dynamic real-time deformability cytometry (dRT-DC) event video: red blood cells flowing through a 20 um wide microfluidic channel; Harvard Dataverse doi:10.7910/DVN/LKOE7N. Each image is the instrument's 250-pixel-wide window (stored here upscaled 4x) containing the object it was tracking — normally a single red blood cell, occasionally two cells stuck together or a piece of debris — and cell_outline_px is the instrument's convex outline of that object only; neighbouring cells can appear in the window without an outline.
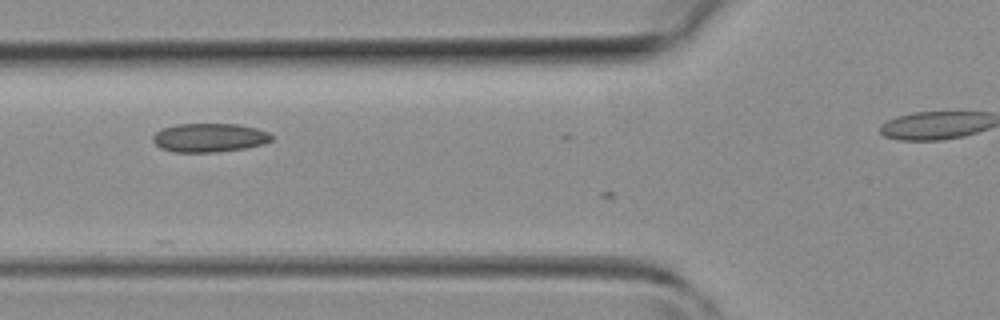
{"species": "common noctule bat (a hibernating species)", "species_latin": "Nyctalus noctula", "temperature_condition": "room temperature", "stored_images_in_passage": 6, "camera_frame_rate_fps": 3000, "um_per_image_px": 0.085, "animal": {"sex": "female", "body_mass_g": 19.3, "forearm_length_mm": 54.1}, "frame": {"image": 1, "passage_image": 5, "time_ms": 1.333, "image_size_px": [1000, 320], "cell_outline_px": [[272, 140], [264, 144], [244, 148], [216, 152], [176, 152], [160, 148], [152, 140], [152, 136], [160, 128], [176, 124], [240, 124], [256, 128], [268, 132], [272, 136]], "centroid_in_image_um": [17.78, 11.69], "position_along_channel_um": 108.0, "area_um2": 20.0}}